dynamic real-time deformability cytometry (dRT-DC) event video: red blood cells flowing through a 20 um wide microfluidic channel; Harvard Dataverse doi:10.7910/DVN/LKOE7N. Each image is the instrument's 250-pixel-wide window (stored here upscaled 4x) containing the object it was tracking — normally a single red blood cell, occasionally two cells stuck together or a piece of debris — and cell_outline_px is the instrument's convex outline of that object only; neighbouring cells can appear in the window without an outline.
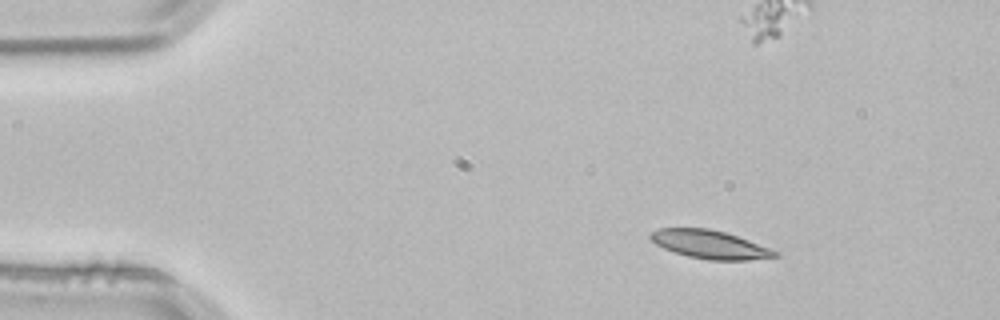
{"species": "common noctule bat (a hibernating species)", "species_latin": "Nyctalus noctula", "temperature_condition": "room temperature", "stored_images_in_passage": 3, "camera_frame_rate_fps": 3000, "um_per_image_px": 0.085, "animal": {"sex": "male", "body_mass_g": 21.5, "forearm_length_mm": 52.0}, "frame": {"image": 1, "passage_image": 1, "time_ms": 0.0, "image_size_px": [1000, 320], "cell_outline_px": [[780, 256], [748, 260], [708, 260], [688, 256], [664, 248], [656, 244], [648, 236], [648, 232], [656, 228], [708, 228], [724, 232], [748, 240], [768, 248], [776, 252]], "centroid_in_image_um": [60.27, 20.77], "position_along_channel_um": 24.7, "area_um2": 20.35}}